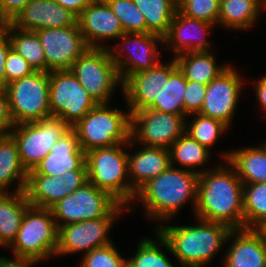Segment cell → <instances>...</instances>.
<instances>
[{
  "instance_id": "obj_1",
  "label": "cell",
  "mask_w": 266,
  "mask_h": 267,
  "mask_svg": "<svg viewBox=\"0 0 266 267\" xmlns=\"http://www.w3.org/2000/svg\"><path fill=\"white\" fill-rule=\"evenodd\" d=\"M225 162L229 168L219 165L211 170L203 169L199 174L194 213L199 219L222 223L231 229H242L243 183L235 168Z\"/></svg>"
},
{
  "instance_id": "obj_2",
  "label": "cell",
  "mask_w": 266,
  "mask_h": 267,
  "mask_svg": "<svg viewBox=\"0 0 266 267\" xmlns=\"http://www.w3.org/2000/svg\"><path fill=\"white\" fill-rule=\"evenodd\" d=\"M199 225L159 226L162 245L178 259L181 267H205L222 248L231 232L225 224L197 218ZM160 228V229H159Z\"/></svg>"
},
{
  "instance_id": "obj_3",
  "label": "cell",
  "mask_w": 266,
  "mask_h": 267,
  "mask_svg": "<svg viewBox=\"0 0 266 267\" xmlns=\"http://www.w3.org/2000/svg\"><path fill=\"white\" fill-rule=\"evenodd\" d=\"M198 181L199 174L170 166L144 184L135 198L144 205L146 217L170 221L188 200L195 211Z\"/></svg>"
},
{
  "instance_id": "obj_4",
  "label": "cell",
  "mask_w": 266,
  "mask_h": 267,
  "mask_svg": "<svg viewBox=\"0 0 266 267\" xmlns=\"http://www.w3.org/2000/svg\"><path fill=\"white\" fill-rule=\"evenodd\" d=\"M132 143L130 138L128 143L86 152L88 181L127 208L132 200V185L129 180L128 152L123 150V146H132Z\"/></svg>"
},
{
  "instance_id": "obj_5",
  "label": "cell",
  "mask_w": 266,
  "mask_h": 267,
  "mask_svg": "<svg viewBox=\"0 0 266 267\" xmlns=\"http://www.w3.org/2000/svg\"><path fill=\"white\" fill-rule=\"evenodd\" d=\"M72 128L86 153L95 148L128 143L131 114L129 111L125 113L121 109H111L107 104H97Z\"/></svg>"
},
{
  "instance_id": "obj_6",
  "label": "cell",
  "mask_w": 266,
  "mask_h": 267,
  "mask_svg": "<svg viewBox=\"0 0 266 267\" xmlns=\"http://www.w3.org/2000/svg\"><path fill=\"white\" fill-rule=\"evenodd\" d=\"M58 228L50 208L30 206L10 245L14 257L46 260L56 255Z\"/></svg>"
},
{
  "instance_id": "obj_7",
  "label": "cell",
  "mask_w": 266,
  "mask_h": 267,
  "mask_svg": "<svg viewBox=\"0 0 266 267\" xmlns=\"http://www.w3.org/2000/svg\"><path fill=\"white\" fill-rule=\"evenodd\" d=\"M69 70L97 104H108L123 85L108 48H88Z\"/></svg>"
},
{
  "instance_id": "obj_8",
  "label": "cell",
  "mask_w": 266,
  "mask_h": 267,
  "mask_svg": "<svg viewBox=\"0 0 266 267\" xmlns=\"http://www.w3.org/2000/svg\"><path fill=\"white\" fill-rule=\"evenodd\" d=\"M70 129L61 118L54 116L16 124L11 128L9 133L16 141L21 164L27 173L51 152L54 144Z\"/></svg>"
},
{
  "instance_id": "obj_9",
  "label": "cell",
  "mask_w": 266,
  "mask_h": 267,
  "mask_svg": "<svg viewBox=\"0 0 266 267\" xmlns=\"http://www.w3.org/2000/svg\"><path fill=\"white\" fill-rule=\"evenodd\" d=\"M14 125L51 116L49 72L35 71L5 86Z\"/></svg>"
},
{
  "instance_id": "obj_10",
  "label": "cell",
  "mask_w": 266,
  "mask_h": 267,
  "mask_svg": "<svg viewBox=\"0 0 266 267\" xmlns=\"http://www.w3.org/2000/svg\"><path fill=\"white\" fill-rule=\"evenodd\" d=\"M120 203L90 181L50 207L57 228L109 216ZM61 221V223H60Z\"/></svg>"
},
{
  "instance_id": "obj_11",
  "label": "cell",
  "mask_w": 266,
  "mask_h": 267,
  "mask_svg": "<svg viewBox=\"0 0 266 267\" xmlns=\"http://www.w3.org/2000/svg\"><path fill=\"white\" fill-rule=\"evenodd\" d=\"M49 103L51 116L71 128L97 105L70 70L49 72Z\"/></svg>"
},
{
  "instance_id": "obj_12",
  "label": "cell",
  "mask_w": 266,
  "mask_h": 267,
  "mask_svg": "<svg viewBox=\"0 0 266 267\" xmlns=\"http://www.w3.org/2000/svg\"><path fill=\"white\" fill-rule=\"evenodd\" d=\"M131 114L130 138L148 147L169 149L185 132L188 119L185 115L143 109Z\"/></svg>"
},
{
  "instance_id": "obj_13",
  "label": "cell",
  "mask_w": 266,
  "mask_h": 267,
  "mask_svg": "<svg viewBox=\"0 0 266 267\" xmlns=\"http://www.w3.org/2000/svg\"><path fill=\"white\" fill-rule=\"evenodd\" d=\"M131 211L120 204L109 216L90 219L82 222L66 224L58 228L57 255L74 254L77 252L89 253L94 248L106 246L111 242L108 234L115 219L123 210Z\"/></svg>"
},
{
  "instance_id": "obj_14",
  "label": "cell",
  "mask_w": 266,
  "mask_h": 267,
  "mask_svg": "<svg viewBox=\"0 0 266 267\" xmlns=\"http://www.w3.org/2000/svg\"><path fill=\"white\" fill-rule=\"evenodd\" d=\"M118 40L121 43L115 44L114 48H109V50L122 83L129 76L148 70L160 62L156 43L161 42L163 44L161 35L154 33H124ZM125 45L128 52L124 53L121 50Z\"/></svg>"
},
{
  "instance_id": "obj_15",
  "label": "cell",
  "mask_w": 266,
  "mask_h": 267,
  "mask_svg": "<svg viewBox=\"0 0 266 267\" xmlns=\"http://www.w3.org/2000/svg\"><path fill=\"white\" fill-rule=\"evenodd\" d=\"M35 32L44 49L46 72L69 70L89 48L78 24L63 28H47Z\"/></svg>"
},
{
  "instance_id": "obj_16",
  "label": "cell",
  "mask_w": 266,
  "mask_h": 267,
  "mask_svg": "<svg viewBox=\"0 0 266 267\" xmlns=\"http://www.w3.org/2000/svg\"><path fill=\"white\" fill-rule=\"evenodd\" d=\"M242 81L236 69L229 65L207 85L203 107L199 114L220 120L228 127L231 126V119L244 84Z\"/></svg>"
},
{
  "instance_id": "obj_17",
  "label": "cell",
  "mask_w": 266,
  "mask_h": 267,
  "mask_svg": "<svg viewBox=\"0 0 266 267\" xmlns=\"http://www.w3.org/2000/svg\"><path fill=\"white\" fill-rule=\"evenodd\" d=\"M87 181V170L68 171L60 177L27 175L24 192L31 206L50 208Z\"/></svg>"
},
{
  "instance_id": "obj_18",
  "label": "cell",
  "mask_w": 266,
  "mask_h": 267,
  "mask_svg": "<svg viewBox=\"0 0 266 267\" xmlns=\"http://www.w3.org/2000/svg\"><path fill=\"white\" fill-rule=\"evenodd\" d=\"M213 25L187 17L177 10L168 32L163 36V44L173 51L174 58L190 52L211 51V42L206 39V33L210 34Z\"/></svg>"
},
{
  "instance_id": "obj_19",
  "label": "cell",
  "mask_w": 266,
  "mask_h": 267,
  "mask_svg": "<svg viewBox=\"0 0 266 267\" xmlns=\"http://www.w3.org/2000/svg\"><path fill=\"white\" fill-rule=\"evenodd\" d=\"M77 24L89 48H107L104 40L119 39L123 28L106 1H92L78 16Z\"/></svg>"
},
{
  "instance_id": "obj_20",
  "label": "cell",
  "mask_w": 266,
  "mask_h": 267,
  "mask_svg": "<svg viewBox=\"0 0 266 267\" xmlns=\"http://www.w3.org/2000/svg\"><path fill=\"white\" fill-rule=\"evenodd\" d=\"M73 170H87L86 153L79 145L76 131L71 128L52 147L28 175L60 177Z\"/></svg>"
},
{
  "instance_id": "obj_21",
  "label": "cell",
  "mask_w": 266,
  "mask_h": 267,
  "mask_svg": "<svg viewBox=\"0 0 266 267\" xmlns=\"http://www.w3.org/2000/svg\"><path fill=\"white\" fill-rule=\"evenodd\" d=\"M22 30L37 31L77 25V16L53 0H31L10 22Z\"/></svg>"
},
{
  "instance_id": "obj_22",
  "label": "cell",
  "mask_w": 266,
  "mask_h": 267,
  "mask_svg": "<svg viewBox=\"0 0 266 267\" xmlns=\"http://www.w3.org/2000/svg\"><path fill=\"white\" fill-rule=\"evenodd\" d=\"M230 239L233 242L222 259L223 267H266V238L260 229H232Z\"/></svg>"
},
{
  "instance_id": "obj_23",
  "label": "cell",
  "mask_w": 266,
  "mask_h": 267,
  "mask_svg": "<svg viewBox=\"0 0 266 267\" xmlns=\"http://www.w3.org/2000/svg\"><path fill=\"white\" fill-rule=\"evenodd\" d=\"M163 63L158 62L148 70L135 73L122 83L123 97L130 113L146 109L154 100H159L164 83Z\"/></svg>"
},
{
  "instance_id": "obj_24",
  "label": "cell",
  "mask_w": 266,
  "mask_h": 267,
  "mask_svg": "<svg viewBox=\"0 0 266 267\" xmlns=\"http://www.w3.org/2000/svg\"><path fill=\"white\" fill-rule=\"evenodd\" d=\"M171 166L170 151L162 147L145 146L133 155L128 153L129 180L132 200L137 191L150 179L157 177Z\"/></svg>"
},
{
  "instance_id": "obj_25",
  "label": "cell",
  "mask_w": 266,
  "mask_h": 267,
  "mask_svg": "<svg viewBox=\"0 0 266 267\" xmlns=\"http://www.w3.org/2000/svg\"><path fill=\"white\" fill-rule=\"evenodd\" d=\"M221 155L235 168L243 184L266 182V149L263 145L226 151Z\"/></svg>"
},
{
  "instance_id": "obj_26",
  "label": "cell",
  "mask_w": 266,
  "mask_h": 267,
  "mask_svg": "<svg viewBox=\"0 0 266 267\" xmlns=\"http://www.w3.org/2000/svg\"><path fill=\"white\" fill-rule=\"evenodd\" d=\"M186 79L175 59L164 64V83L159 100L148 107L165 113L184 115Z\"/></svg>"
},
{
  "instance_id": "obj_27",
  "label": "cell",
  "mask_w": 266,
  "mask_h": 267,
  "mask_svg": "<svg viewBox=\"0 0 266 267\" xmlns=\"http://www.w3.org/2000/svg\"><path fill=\"white\" fill-rule=\"evenodd\" d=\"M30 206L24 191L0 192V246L12 244Z\"/></svg>"
},
{
  "instance_id": "obj_28",
  "label": "cell",
  "mask_w": 266,
  "mask_h": 267,
  "mask_svg": "<svg viewBox=\"0 0 266 267\" xmlns=\"http://www.w3.org/2000/svg\"><path fill=\"white\" fill-rule=\"evenodd\" d=\"M213 54L211 51L190 52L174 59L187 81L208 85L230 65H216Z\"/></svg>"
},
{
  "instance_id": "obj_29",
  "label": "cell",
  "mask_w": 266,
  "mask_h": 267,
  "mask_svg": "<svg viewBox=\"0 0 266 267\" xmlns=\"http://www.w3.org/2000/svg\"><path fill=\"white\" fill-rule=\"evenodd\" d=\"M27 171L21 164L18 146L10 133L0 138V192H8V187L18 179L15 192L25 191Z\"/></svg>"
},
{
  "instance_id": "obj_30",
  "label": "cell",
  "mask_w": 266,
  "mask_h": 267,
  "mask_svg": "<svg viewBox=\"0 0 266 267\" xmlns=\"http://www.w3.org/2000/svg\"><path fill=\"white\" fill-rule=\"evenodd\" d=\"M265 0H220L218 24L234 30H245L256 23Z\"/></svg>"
},
{
  "instance_id": "obj_31",
  "label": "cell",
  "mask_w": 266,
  "mask_h": 267,
  "mask_svg": "<svg viewBox=\"0 0 266 267\" xmlns=\"http://www.w3.org/2000/svg\"><path fill=\"white\" fill-rule=\"evenodd\" d=\"M11 48L21 55L35 71L46 72V60L43 46L35 31L22 30L9 22L3 24Z\"/></svg>"
},
{
  "instance_id": "obj_32",
  "label": "cell",
  "mask_w": 266,
  "mask_h": 267,
  "mask_svg": "<svg viewBox=\"0 0 266 267\" xmlns=\"http://www.w3.org/2000/svg\"><path fill=\"white\" fill-rule=\"evenodd\" d=\"M171 166L178 163L185 170L201 174L204 170L195 169L204 166L210 157V150L184 132L169 148Z\"/></svg>"
},
{
  "instance_id": "obj_33",
  "label": "cell",
  "mask_w": 266,
  "mask_h": 267,
  "mask_svg": "<svg viewBox=\"0 0 266 267\" xmlns=\"http://www.w3.org/2000/svg\"><path fill=\"white\" fill-rule=\"evenodd\" d=\"M144 15L146 29L150 33L162 37L168 32L169 26L177 11L176 0H132Z\"/></svg>"
},
{
  "instance_id": "obj_34",
  "label": "cell",
  "mask_w": 266,
  "mask_h": 267,
  "mask_svg": "<svg viewBox=\"0 0 266 267\" xmlns=\"http://www.w3.org/2000/svg\"><path fill=\"white\" fill-rule=\"evenodd\" d=\"M244 228L266 223V182L243 184Z\"/></svg>"
},
{
  "instance_id": "obj_35",
  "label": "cell",
  "mask_w": 266,
  "mask_h": 267,
  "mask_svg": "<svg viewBox=\"0 0 266 267\" xmlns=\"http://www.w3.org/2000/svg\"><path fill=\"white\" fill-rule=\"evenodd\" d=\"M155 234H157L156 240L158 238L157 243L147 238L139 241L135 255L127 259L128 267H175L160 249L161 235L157 232Z\"/></svg>"
},
{
  "instance_id": "obj_36",
  "label": "cell",
  "mask_w": 266,
  "mask_h": 267,
  "mask_svg": "<svg viewBox=\"0 0 266 267\" xmlns=\"http://www.w3.org/2000/svg\"><path fill=\"white\" fill-rule=\"evenodd\" d=\"M227 129L229 127L220 120L195 114L193 121L189 125L186 123L185 132L211 151V147L216 144L218 137L223 135Z\"/></svg>"
},
{
  "instance_id": "obj_37",
  "label": "cell",
  "mask_w": 266,
  "mask_h": 267,
  "mask_svg": "<svg viewBox=\"0 0 266 267\" xmlns=\"http://www.w3.org/2000/svg\"><path fill=\"white\" fill-rule=\"evenodd\" d=\"M118 17L124 33H150L146 29L144 15L132 0H106Z\"/></svg>"
},
{
  "instance_id": "obj_38",
  "label": "cell",
  "mask_w": 266,
  "mask_h": 267,
  "mask_svg": "<svg viewBox=\"0 0 266 267\" xmlns=\"http://www.w3.org/2000/svg\"><path fill=\"white\" fill-rule=\"evenodd\" d=\"M177 10L190 18L218 24L220 0H176Z\"/></svg>"
},
{
  "instance_id": "obj_39",
  "label": "cell",
  "mask_w": 266,
  "mask_h": 267,
  "mask_svg": "<svg viewBox=\"0 0 266 267\" xmlns=\"http://www.w3.org/2000/svg\"><path fill=\"white\" fill-rule=\"evenodd\" d=\"M114 245L110 243L84 254L80 267H128L127 259L119 254Z\"/></svg>"
},
{
  "instance_id": "obj_40",
  "label": "cell",
  "mask_w": 266,
  "mask_h": 267,
  "mask_svg": "<svg viewBox=\"0 0 266 267\" xmlns=\"http://www.w3.org/2000/svg\"><path fill=\"white\" fill-rule=\"evenodd\" d=\"M5 86L35 72L33 67L15 50L9 49L5 61Z\"/></svg>"
},
{
  "instance_id": "obj_41",
  "label": "cell",
  "mask_w": 266,
  "mask_h": 267,
  "mask_svg": "<svg viewBox=\"0 0 266 267\" xmlns=\"http://www.w3.org/2000/svg\"><path fill=\"white\" fill-rule=\"evenodd\" d=\"M206 90L207 85L186 80L184 92V115L186 117L200 113L203 107Z\"/></svg>"
},
{
  "instance_id": "obj_42",
  "label": "cell",
  "mask_w": 266,
  "mask_h": 267,
  "mask_svg": "<svg viewBox=\"0 0 266 267\" xmlns=\"http://www.w3.org/2000/svg\"><path fill=\"white\" fill-rule=\"evenodd\" d=\"M31 0H0V19L10 22Z\"/></svg>"
},
{
  "instance_id": "obj_43",
  "label": "cell",
  "mask_w": 266,
  "mask_h": 267,
  "mask_svg": "<svg viewBox=\"0 0 266 267\" xmlns=\"http://www.w3.org/2000/svg\"><path fill=\"white\" fill-rule=\"evenodd\" d=\"M13 126L14 122L10 114L8 94L6 88L0 86V127L6 133H9Z\"/></svg>"
},
{
  "instance_id": "obj_44",
  "label": "cell",
  "mask_w": 266,
  "mask_h": 267,
  "mask_svg": "<svg viewBox=\"0 0 266 267\" xmlns=\"http://www.w3.org/2000/svg\"><path fill=\"white\" fill-rule=\"evenodd\" d=\"M10 48H11L10 41L7 32L5 30V27L3 26L0 29V86L1 87H5L4 65Z\"/></svg>"
},
{
  "instance_id": "obj_45",
  "label": "cell",
  "mask_w": 266,
  "mask_h": 267,
  "mask_svg": "<svg viewBox=\"0 0 266 267\" xmlns=\"http://www.w3.org/2000/svg\"><path fill=\"white\" fill-rule=\"evenodd\" d=\"M62 7L78 16L92 1L91 0H53Z\"/></svg>"
},
{
  "instance_id": "obj_46",
  "label": "cell",
  "mask_w": 266,
  "mask_h": 267,
  "mask_svg": "<svg viewBox=\"0 0 266 267\" xmlns=\"http://www.w3.org/2000/svg\"><path fill=\"white\" fill-rule=\"evenodd\" d=\"M14 259H8L6 257H0V267H32L34 264H39L40 261L32 258L13 257Z\"/></svg>"
},
{
  "instance_id": "obj_47",
  "label": "cell",
  "mask_w": 266,
  "mask_h": 267,
  "mask_svg": "<svg viewBox=\"0 0 266 267\" xmlns=\"http://www.w3.org/2000/svg\"><path fill=\"white\" fill-rule=\"evenodd\" d=\"M257 99L264 110H266V75L256 82Z\"/></svg>"
},
{
  "instance_id": "obj_48",
  "label": "cell",
  "mask_w": 266,
  "mask_h": 267,
  "mask_svg": "<svg viewBox=\"0 0 266 267\" xmlns=\"http://www.w3.org/2000/svg\"><path fill=\"white\" fill-rule=\"evenodd\" d=\"M259 229L263 232V234H264V236L266 238V223L263 224Z\"/></svg>"
},
{
  "instance_id": "obj_49",
  "label": "cell",
  "mask_w": 266,
  "mask_h": 267,
  "mask_svg": "<svg viewBox=\"0 0 266 267\" xmlns=\"http://www.w3.org/2000/svg\"><path fill=\"white\" fill-rule=\"evenodd\" d=\"M6 132L0 127V138L5 134Z\"/></svg>"
},
{
  "instance_id": "obj_50",
  "label": "cell",
  "mask_w": 266,
  "mask_h": 267,
  "mask_svg": "<svg viewBox=\"0 0 266 267\" xmlns=\"http://www.w3.org/2000/svg\"><path fill=\"white\" fill-rule=\"evenodd\" d=\"M4 22L0 19V29L3 27Z\"/></svg>"
},
{
  "instance_id": "obj_51",
  "label": "cell",
  "mask_w": 266,
  "mask_h": 267,
  "mask_svg": "<svg viewBox=\"0 0 266 267\" xmlns=\"http://www.w3.org/2000/svg\"><path fill=\"white\" fill-rule=\"evenodd\" d=\"M263 146L265 147V149H266V141H264V144H263Z\"/></svg>"
}]
</instances>
